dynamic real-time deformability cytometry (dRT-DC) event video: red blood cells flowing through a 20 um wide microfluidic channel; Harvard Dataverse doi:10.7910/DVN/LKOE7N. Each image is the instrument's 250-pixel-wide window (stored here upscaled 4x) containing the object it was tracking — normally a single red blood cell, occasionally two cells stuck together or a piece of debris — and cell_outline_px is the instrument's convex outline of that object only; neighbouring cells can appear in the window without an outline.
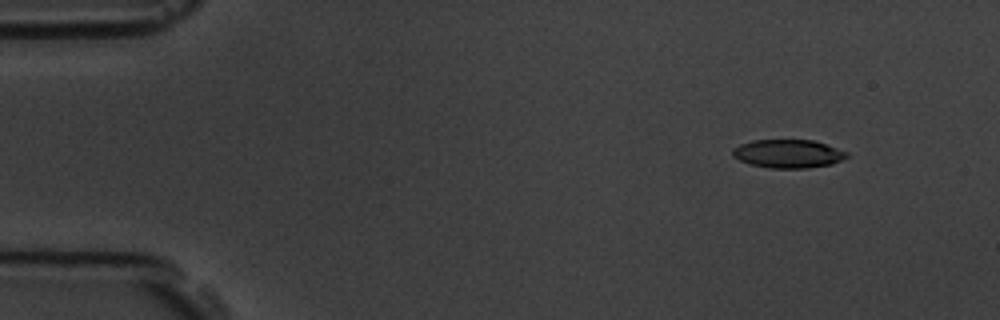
{"species": "common noctule bat (a hibernating species)", "species_latin": "Nyctalus noctula", "temperature_condition": "room temperature", "stored_images_in_passage": 4, "camera_frame_rate_fps": 3000, "um_per_image_px": 0.085, "animal": {"sex": "male", "body_mass_g": 19.5, "forearm_length_mm": 54.6}, "frame": {"image": 1, "passage_image": 2, "time_ms": 1.333, "image_size_px": [1000, 320], "cell_outline_px": [[848, 156], [832, 164], [808, 168], [772, 168], [748, 164], [732, 156], [732, 148], [740, 144], [752, 140], [812, 140], [848, 152]], "centroid_in_image_um": [66.95, 13.07], "position_along_channel_um": 18.1, "area_um2": 18.84}}
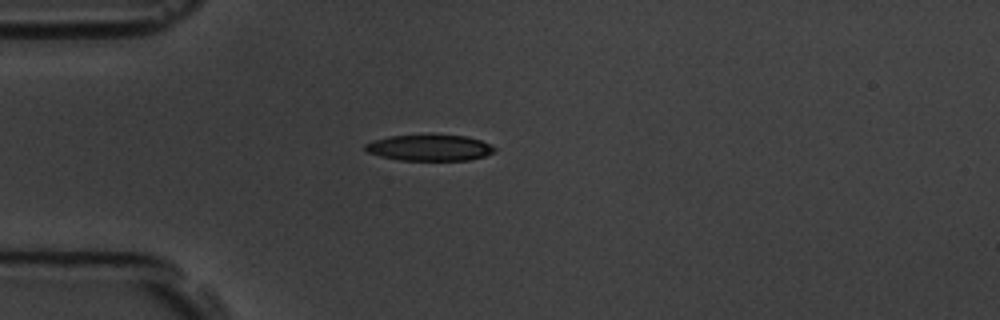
{"frame": {"image": 2, "passage_image": 4, "time_ms": 4.333, "image_size_px": [1000, 320], "cell_outline_px": [[496, 148], [492, 152], [484, 156], [468, 160], [400, 160], [380, 156], [368, 152], [364, 148], [364, 144], [372, 140], [392, 136], [464, 136], [480, 140]], "centroid_in_image_um": [36.47, 12.57], "position_along_channel_um": 48.5, "area_um2": 19.13}}